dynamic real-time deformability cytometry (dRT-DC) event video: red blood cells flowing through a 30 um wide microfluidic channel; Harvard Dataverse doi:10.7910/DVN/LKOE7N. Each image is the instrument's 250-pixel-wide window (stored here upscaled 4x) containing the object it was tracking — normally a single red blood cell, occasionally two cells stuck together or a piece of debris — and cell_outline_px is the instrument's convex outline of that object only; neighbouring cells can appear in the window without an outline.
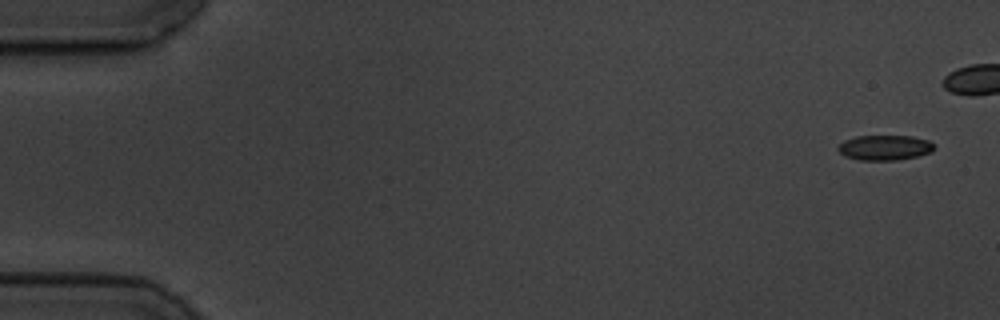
{"species": "common noctule bat (a hibernating species)", "species_latin": "Nyctalus noctula", "temperature_condition": "cold", "stored_images_in_passage": 7, "camera_frame_rate_fps": 3000, "um_per_image_px": 0.085, "animal": {"sex": "male", "body_mass_g": 19.5, "forearm_length_mm": 54.6}, "frame": {"image": 1, "passage_image": 1, "time_ms": 0.0, "image_size_px": [1000, 320], "cell_outline_px": [[936, 148], [932, 152], [916, 156], [896, 160], [860, 160], [844, 156], [836, 148], [844, 140], [856, 136], [912, 136], [928, 140], [936, 144]], "centroid_in_image_um": [75.23, 12.54], "position_along_channel_um": 9.8, "area_um2": 14.16}}
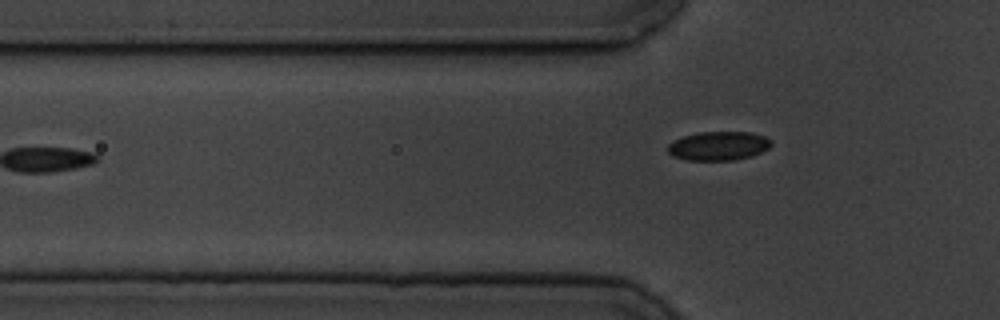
{"frame": {"image": 2, "passage_image": 7, "time_ms": 7.0, "image_size_px": [1000, 320], "cell_outline_px": [[772, 144], [768, 148], [752, 156], [732, 160], [688, 160], [672, 156], [668, 152], [668, 144], [672, 140], [684, 136], [700, 132], [752, 132], [764, 136], [772, 140]], "centroid_in_image_um": [61.07, 12.39], "position_along_channel_um": 64.7, "area_um2": 17.46}}